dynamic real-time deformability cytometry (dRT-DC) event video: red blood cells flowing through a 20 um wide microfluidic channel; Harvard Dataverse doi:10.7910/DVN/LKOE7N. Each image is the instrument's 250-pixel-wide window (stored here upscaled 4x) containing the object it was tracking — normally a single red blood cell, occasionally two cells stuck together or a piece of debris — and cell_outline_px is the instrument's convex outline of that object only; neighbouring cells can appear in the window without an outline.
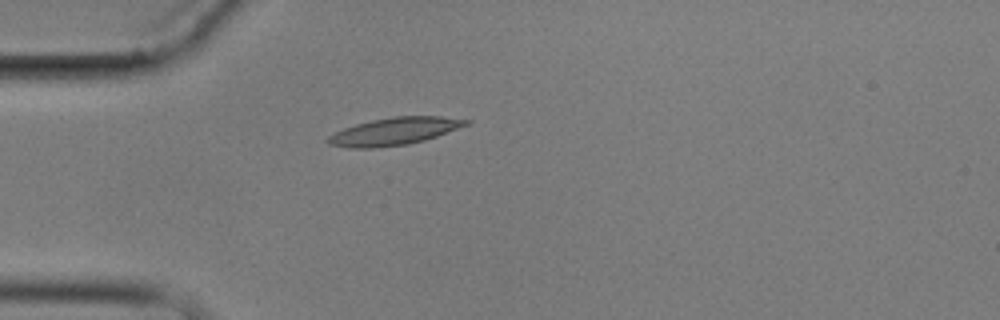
{"species": "common noctule bat (a hibernating species)", "species_latin": "Nyctalus noctula", "temperature_condition": "cold", "stored_images_in_passage": 5, "camera_frame_rate_fps": 3000, "um_per_image_px": 0.085, "animal": {"sex": "male", "body_mass_g": 17.9}, "frame": {"image": 1, "passage_image": 5, "time_ms": 4.667, "image_size_px": [1000, 320], "cell_outline_px": [[472, 124], [424, 140], [408, 144], [376, 148], [348, 148], [328, 144], [324, 140], [328, 136], [344, 128], [356, 124], [372, 120], [392, 116], [440, 116], [472, 120]], "centroid_in_image_um": [33.53, 11.16], "position_along_channel_um": 51.5, "area_um2": 22.25}}